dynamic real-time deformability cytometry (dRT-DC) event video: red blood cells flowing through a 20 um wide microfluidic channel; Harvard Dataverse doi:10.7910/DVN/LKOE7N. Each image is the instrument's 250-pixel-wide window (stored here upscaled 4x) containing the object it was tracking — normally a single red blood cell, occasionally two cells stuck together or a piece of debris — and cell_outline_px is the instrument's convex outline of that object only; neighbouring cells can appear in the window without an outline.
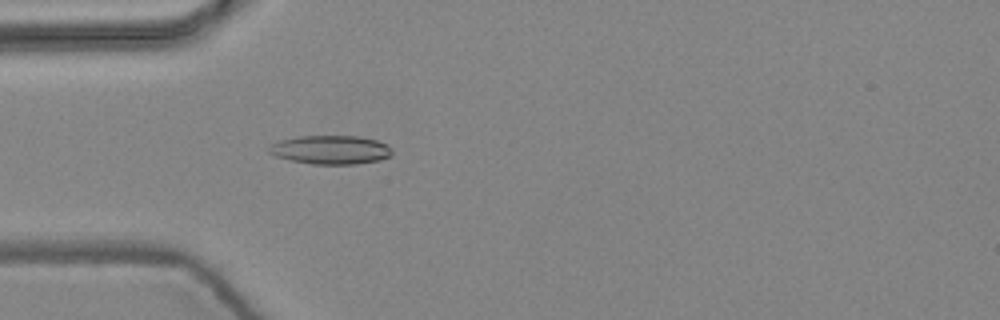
{"species": "common noctule bat (a hibernating species)", "species_latin": "Nyctalus noctula", "temperature_condition": "warm", "stored_images_in_passage": 5, "camera_frame_rate_fps": 3000, "um_per_image_px": 0.085, "animal": {"sex": "female", "body_mass_g": 24.6, "forearm_length_mm": 56.2}, "frame": {"image": 1, "passage_image": 5, "time_ms": 1.333, "image_size_px": [1000, 320], "cell_outline_px": [[392, 156], [380, 160], [356, 164], [312, 164], [292, 160], [276, 156], [268, 152], [268, 148], [272, 144], [280, 140], [300, 136], [360, 136], [376, 140], [388, 144], [392, 148]], "centroid_in_image_um": [28.16, 12.73], "position_along_channel_um": 56.8, "area_um2": 20.69}}